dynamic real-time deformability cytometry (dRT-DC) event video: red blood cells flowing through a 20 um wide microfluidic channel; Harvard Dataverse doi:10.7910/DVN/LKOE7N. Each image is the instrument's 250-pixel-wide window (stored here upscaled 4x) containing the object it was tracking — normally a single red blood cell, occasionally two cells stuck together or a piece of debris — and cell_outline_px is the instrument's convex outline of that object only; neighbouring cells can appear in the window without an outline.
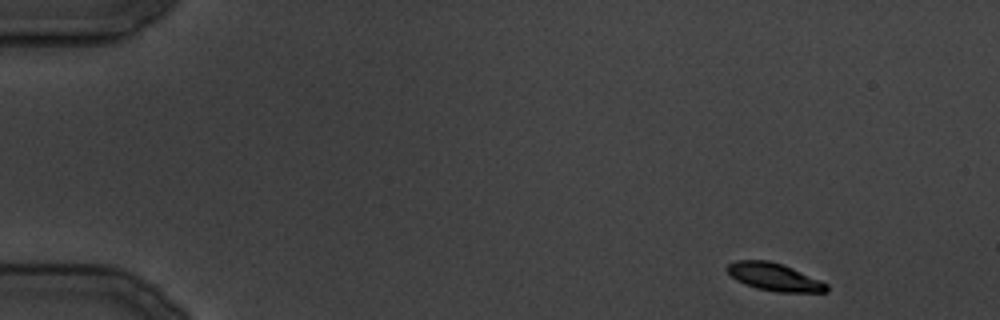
{"species": "common noctule bat (a hibernating species)", "species_latin": "Nyctalus noctula", "temperature_condition": "cold", "stored_images_in_passage": 13, "camera_frame_rate_fps": 3000, "um_per_image_px": 0.085, "animal": {"sex": "male", "body_mass_g": 19.5, "forearm_length_mm": 54.6}, "frame": {"image": 1, "passage_image": 1, "time_ms": 0.0, "image_size_px": [1000, 320], "cell_outline_px": [[828, 292], [776, 292], [756, 288], [744, 284], [736, 280], [724, 268], [728, 264], [736, 260], [768, 260], [784, 264], [820, 280], [828, 284]], "centroid_in_image_um": [65.8, 23.54], "position_along_channel_um": 19.2, "area_um2": 16.18}}
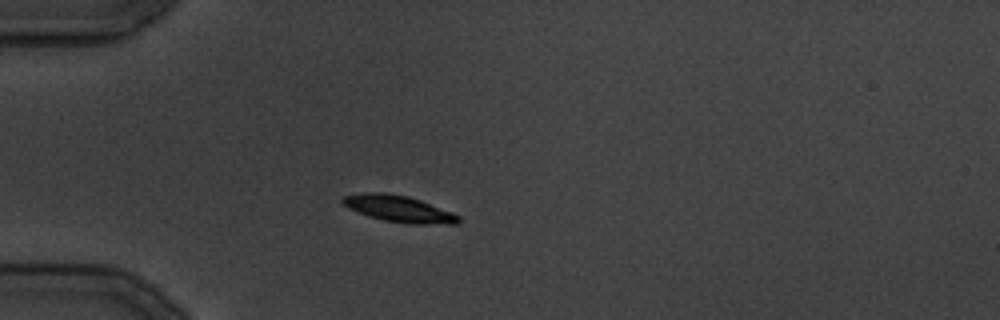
{"frame": {"image": 2, "passage_image": 7, "time_ms": 8.0, "image_size_px": [1000, 320], "cell_outline_px": [[460, 220], [456, 224], [408, 224], [384, 220], [348, 208], [340, 200], [344, 196], [364, 192], [388, 192], [408, 196], [420, 200], [452, 212], [460, 216]], "centroid_in_image_um": [33.92, 17.74], "position_along_channel_um": 51.1, "area_um2": 17.8}}
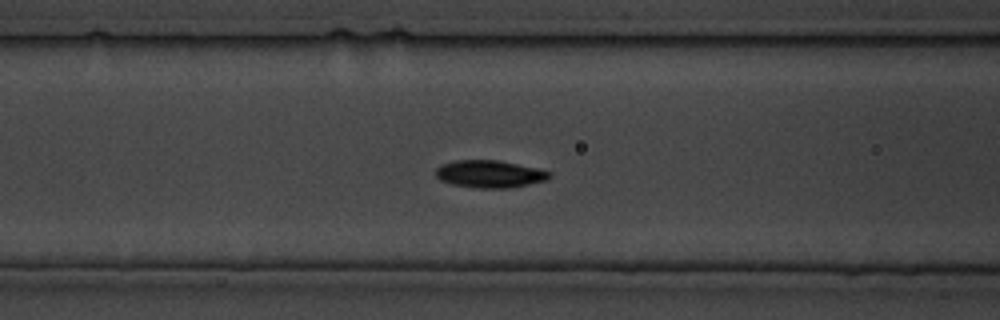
{"frame": {"image": 3, "passage_image": 12, "time_ms": 13.667, "image_size_px": [1000, 320], "cell_outline_px": [[552, 176], [548, 180], [508, 188], [480, 188], [452, 184], [440, 180], [436, 176], [436, 168], [440, 164], [456, 160], [500, 160], [540, 168], [552, 172]], "centroid_in_image_um": [41.66, 14.77], "position_along_channel_um": 124.9, "area_um2": 18.38}}